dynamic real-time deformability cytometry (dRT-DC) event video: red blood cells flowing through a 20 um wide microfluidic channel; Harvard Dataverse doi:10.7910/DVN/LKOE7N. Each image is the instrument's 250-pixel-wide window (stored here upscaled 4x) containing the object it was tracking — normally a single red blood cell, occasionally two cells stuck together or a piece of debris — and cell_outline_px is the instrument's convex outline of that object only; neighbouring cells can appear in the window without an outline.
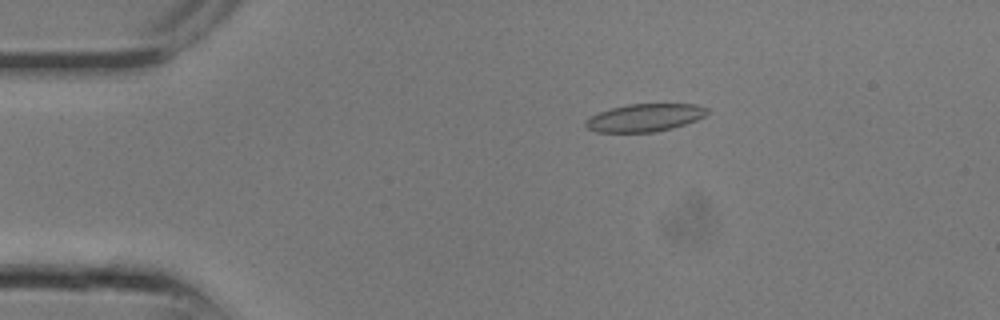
{"species": "common noctule bat (a hibernating species)", "species_latin": "Nyctalus noctula", "temperature_condition": "room temperature", "stored_images_in_passage": 9, "camera_frame_rate_fps": 3000, "um_per_image_px": 0.085, "animal": {"sex": "male", "body_mass_g": 13.3}, "frame": {"image": 1, "passage_image": 3, "time_ms": 0.667, "image_size_px": [1000, 320], "cell_outline_px": [[708, 112], [704, 116], [696, 120], [672, 128], [656, 132], [596, 132], [588, 128], [584, 124], [592, 116], [600, 112], [612, 108], [628, 104], [696, 104], [708, 108]], "centroid_in_image_um": [54.83, 10.0], "position_along_channel_um": 30.2, "area_um2": 19.42}}
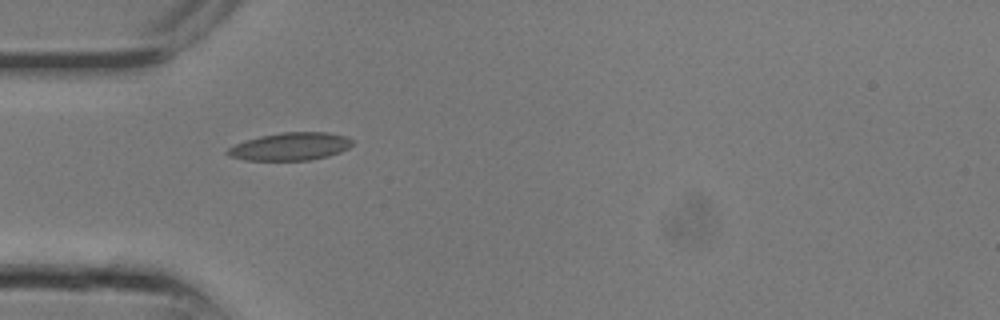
{"frame": {"image": 2, "passage_image": 6, "time_ms": 1.667, "image_size_px": [1000, 320], "cell_outline_px": [[352, 144], [348, 148], [340, 152], [328, 156], [308, 160], [244, 160], [228, 156], [224, 152], [228, 148], [244, 140], [260, 136], [284, 132], [328, 132], [344, 136], [352, 140]], "centroid_in_image_um": [24.64, 12.45], "position_along_channel_um": 60.4, "area_um2": 20.17}}
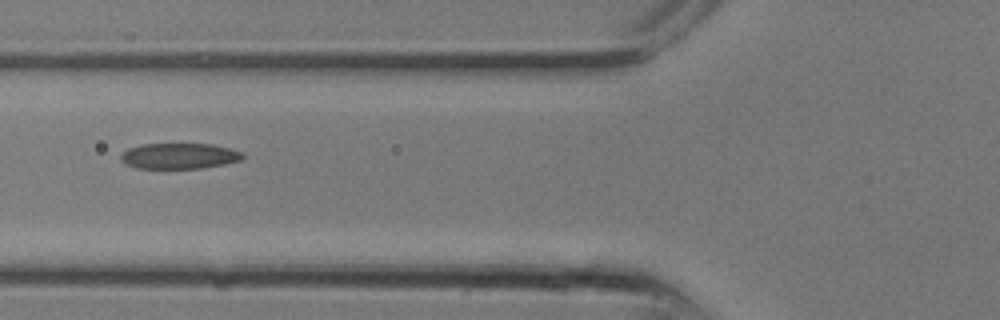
{"frame": {"image": 3, "passage_image": 8, "time_ms": 2.333, "image_size_px": [1000, 320], "cell_outline_px": [[244, 156], [240, 160], [224, 164], [200, 168], [136, 168], [124, 164], [120, 160], [120, 156], [128, 148], [140, 144], [212, 144], [244, 152]], "centroid_in_image_um": [15.21, 13.25], "position_along_channel_um": 110.6, "area_um2": 18.26}}